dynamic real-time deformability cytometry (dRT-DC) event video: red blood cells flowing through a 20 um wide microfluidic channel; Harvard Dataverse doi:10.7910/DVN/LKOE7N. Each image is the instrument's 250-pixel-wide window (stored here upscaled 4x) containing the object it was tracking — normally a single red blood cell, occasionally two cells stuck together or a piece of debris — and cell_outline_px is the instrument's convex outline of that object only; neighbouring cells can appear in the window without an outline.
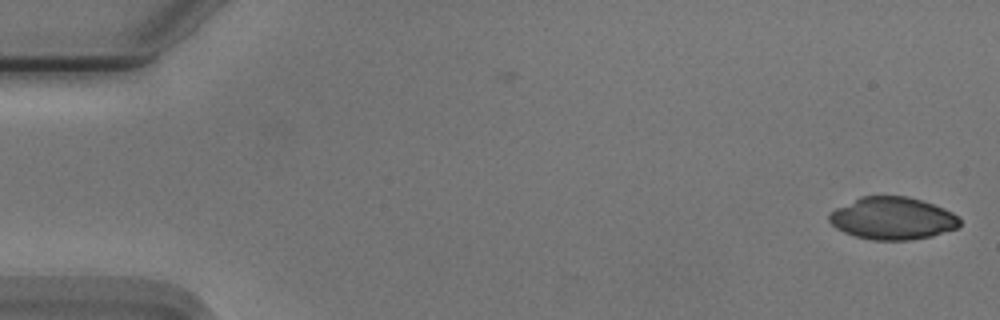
{"species": "Egyptian fruit bat (a non-hibernating species)", "species_latin": "Rousettus aegyptiacus", "temperature_condition": "cold", "stored_images_in_passage": 54, "camera_frame_rate_fps": 3000, "um_per_image_px": 0.085, "animal": {"sex": "male"}, "frame": {"image": 1, "passage_image": 1, "time_ms": 0.0, "image_size_px": [1000, 320], "cell_outline_px": [[960, 224], [956, 228], [932, 236], [908, 240], [872, 240], [856, 236], [844, 232], [836, 228], [828, 220], [828, 216], [836, 208], [860, 196], [908, 196], [944, 208], [960, 216]], "centroid_in_image_um": [75.87, 18.56], "position_along_channel_um": 9.1, "area_um2": 32.19}}
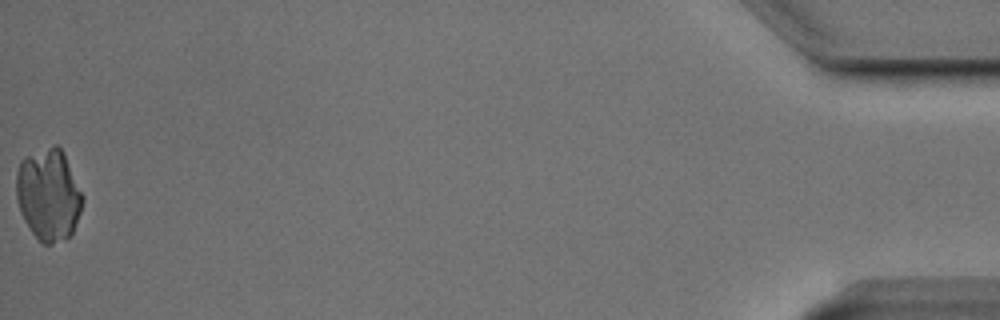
{"frame": {"image": 2, "passage_image": 54, "time_ms": 17.667, "image_size_px": [1000, 320], "cell_outline_px": [[84, 200], [72, 236], [52, 244], [44, 244], [32, 232], [24, 220], [20, 212], [16, 200], [16, 172], [20, 160], [24, 156], [52, 144], [56, 144], [64, 152]], "centroid_in_image_um": [4.11, 16.53], "position_along_channel_um": 431.1, "area_um2": 35.72}}